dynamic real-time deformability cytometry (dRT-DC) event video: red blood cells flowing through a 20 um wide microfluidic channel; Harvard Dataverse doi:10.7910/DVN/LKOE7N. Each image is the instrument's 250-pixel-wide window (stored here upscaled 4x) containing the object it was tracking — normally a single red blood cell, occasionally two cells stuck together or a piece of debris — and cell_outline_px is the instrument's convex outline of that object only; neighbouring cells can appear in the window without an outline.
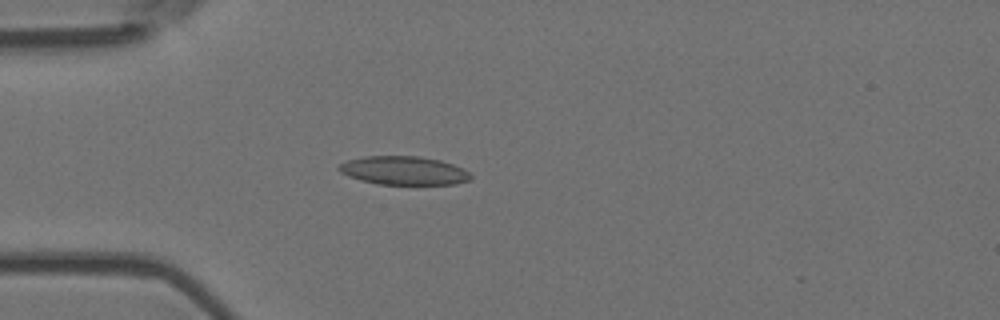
{"species": "Egyptian fruit bat (a non-hibernating species)", "species_latin": "Rousettus aegyptiacus", "temperature_condition": "room temperature", "stored_images_in_passage": 5, "camera_frame_rate_fps": 3000, "um_per_image_px": 0.085, "animal": {"sex": "female"}, "frame": {"image": 1, "passage_image": 4, "time_ms": 1.0, "image_size_px": [1000, 320], "cell_outline_px": [[472, 180], [456, 184], [376, 184], [360, 180], [348, 176], [340, 172], [336, 168], [340, 164], [348, 160], [364, 156], [420, 156], [440, 160], [464, 168], [472, 176]], "centroid_in_image_um": [34.33, 14.5], "position_along_channel_um": 50.7, "area_um2": 22.08}}